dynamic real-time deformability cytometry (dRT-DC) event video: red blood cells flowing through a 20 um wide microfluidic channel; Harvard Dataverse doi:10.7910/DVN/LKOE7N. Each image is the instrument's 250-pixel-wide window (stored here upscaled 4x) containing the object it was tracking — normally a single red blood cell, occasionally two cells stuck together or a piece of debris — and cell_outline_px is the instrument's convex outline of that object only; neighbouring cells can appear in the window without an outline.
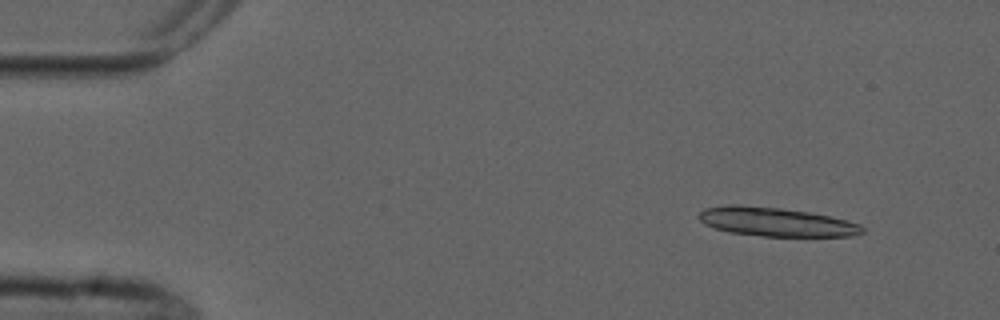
{"species": "common noctule bat (a hibernating species)", "species_latin": "Nyctalus noctula", "temperature_condition": "cold", "stored_images_in_passage": 5, "camera_frame_rate_fps": 3000, "um_per_image_px": 0.085, "animal": {"sex": "male", "forearm_length_mm": 52.5}, "frame": {"image": 1, "passage_image": 2, "time_ms": 1.0, "image_size_px": [1000, 320], "cell_outline_px": [[864, 232], [856, 236], [764, 236], [728, 232], [704, 224], [696, 216], [704, 208], [728, 204], [740, 204], [780, 208], [808, 212], [828, 216], [860, 224], [864, 228]], "centroid_in_image_um": [65.92, 18.85], "position_along_channel_um": 19.1, "area_um2": 27.51}}